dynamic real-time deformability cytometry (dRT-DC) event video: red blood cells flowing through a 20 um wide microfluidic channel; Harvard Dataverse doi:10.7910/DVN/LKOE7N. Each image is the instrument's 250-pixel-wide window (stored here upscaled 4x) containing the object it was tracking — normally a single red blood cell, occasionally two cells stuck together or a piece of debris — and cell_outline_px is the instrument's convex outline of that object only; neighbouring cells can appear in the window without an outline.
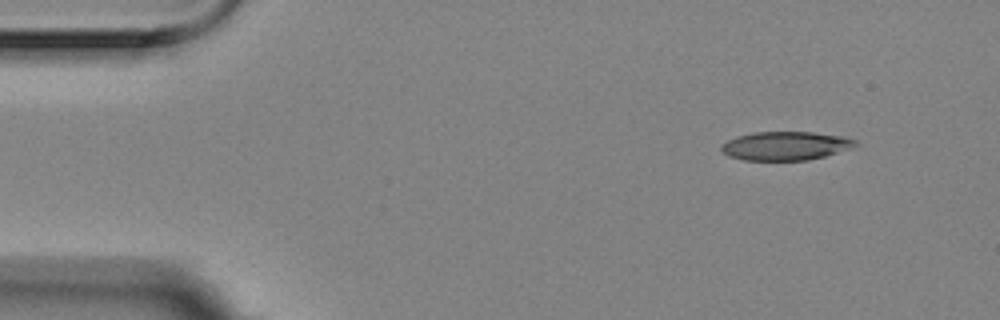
{"species": "Egyptian fruit bat (a non-hibernating species)", "species_latin": "Rousettus aegyptiacus", "temperature_condition": "room temperature", "stored_images_in_passage": 5, "camera_frame_rate_fps": 3000, "um_per_image_px": 0.085, "animal": {"sex": "female"}, "frame": {"image": 1, "passage_image": 1, "time_ms": 0.0, "image_size_px": [1000, 320], "cell_outline_px": [[860, 144], [824, 156], [808, 160], [744, 160], [728, 156], [720, 148], [720, 144], [736, 136], [752, 132], [812, 132], [844, 136], [856, 140]], "centroid_in_image_um": [66.74, 12.39], "position_along_channel_um": 18.3, "area_um2": 22.37}}
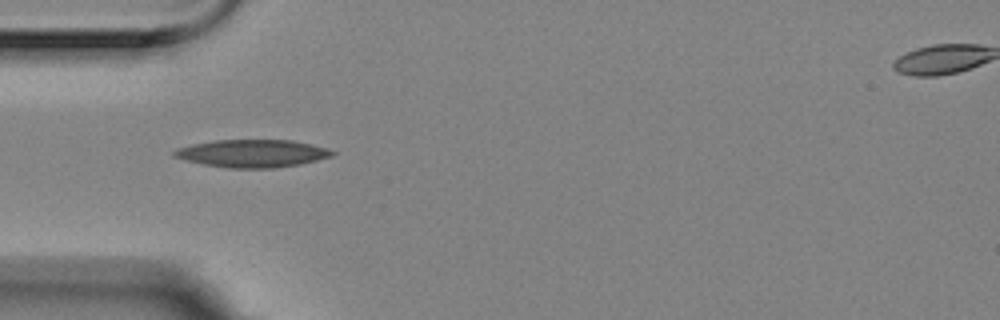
{"frame": {"image": 2, "passage_image": 4, "time_ms": 1.0, "image_size_px": [1000, 320], "cell_outline_px": [[336, 152], [332, 156], [300, 164], [276, 168], [228, 168], [204, 164], [184, 160], [172, 156], [172, 152], [176, 148], [192, 144], [212, 140], [292, 140], [312, 144], [328, 148]], "centroid_in_image_um": [21.43, 13.04], "position_along_channel_um": 63.6, "area_um2": 25.66}}
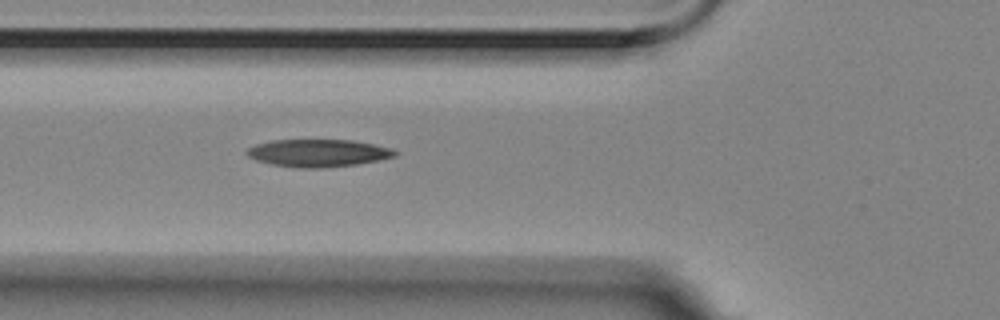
{"frame": {"image": 3, "passage_image": 5, "time_ms": 1.333, "image_size_px": [1000, 320], "cell_outline_px": [[400, 152], [396, 156], [380, 160], [356, 164], [324, 168], [300, 168], [272, 164], [256, 160], [248, 156], [244, 152], [248, 148], [256, 144], [272, 140], [352, 140], [392, 148]], "centroid_in_image_um": [27.06, 13.01], "position_along_channel_um": 98.7, "area_um2": 23.81}}